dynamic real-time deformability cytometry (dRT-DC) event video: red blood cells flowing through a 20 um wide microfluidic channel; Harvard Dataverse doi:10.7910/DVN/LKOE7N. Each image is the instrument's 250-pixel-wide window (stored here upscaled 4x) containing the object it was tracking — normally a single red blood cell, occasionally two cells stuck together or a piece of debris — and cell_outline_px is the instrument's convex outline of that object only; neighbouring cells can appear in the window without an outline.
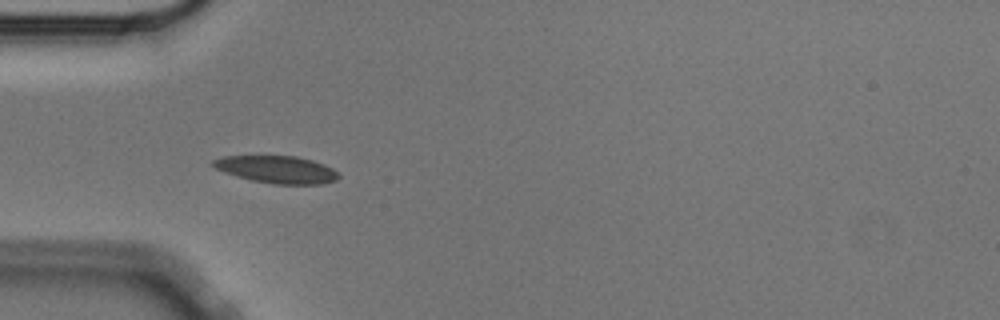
{"species": "Egyptian fruit bat (a non-hibernating species)", "species_latin": "Rousettus aegyptiacus", "temperature_condition": "cold", "stored_images_in_passage": 40, "camera_frame_rate_fps": 3000, "um_per_image_px": 0.085, "animal": {"sex": "male"}, "frame": {"image": 1, "passage_image": 1, "time_ms": 0.0, "image_size_px": [1000, 320], "cell_outline_px": [[340, 176], [336, 180], [320, 184], [276, 184], [252, 180], [236, 176], [216, 168], [212, 164], [212, 160], [224, 156], [296, 156], [312, 160], [324, 164], [340, 172]], "centroid_in_image_um": [23.58, 14.4], "position_along_channel_um": 61.4, "area_um2": 19.88}}
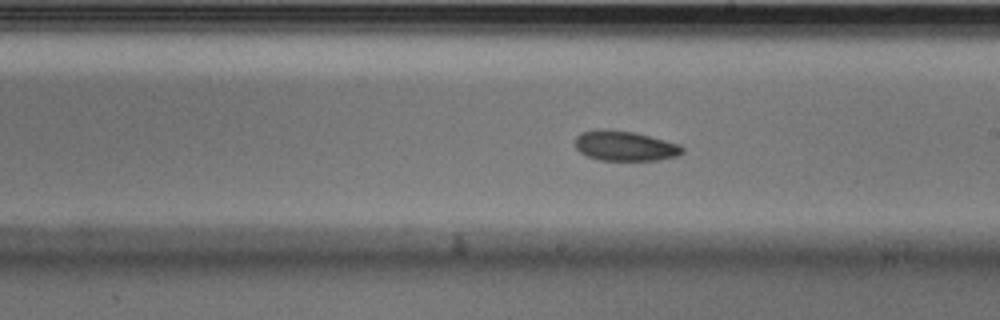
{"frame": {"image": 2, "passage_image": 16, "time_ms": 5.0, "image_size_px": [1000, 320], "cell_outline_px": [[684, 152], [676, 156], [660, 160], [600, 160], [588, 156], [580, 152], [576, 148], [576, 136], [580, 132], [596, 128], [608, 128], [632, 132], [680, 144], [684, 148]], "centroid_in_image_um": [53.09, 12.39], "position_along_channel_um": 235.9, "area_um2": 18.84}}
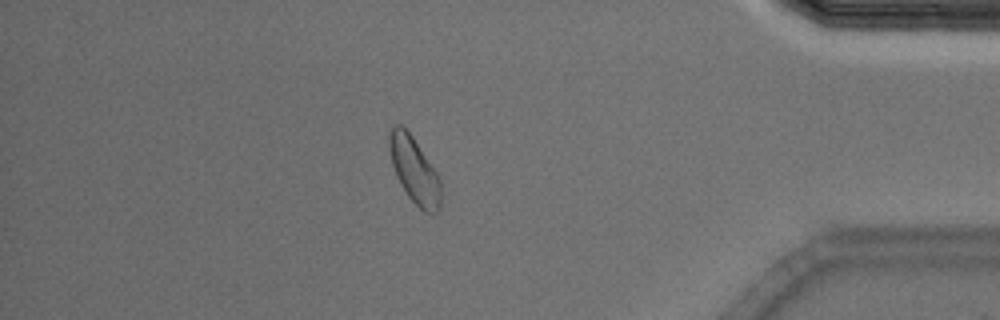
{"frame": {"image": 3, "passage_image": 33, "time_ms": 10.667, "image_size_px": [1000, 320], "cell_outline_px": [[440, 212], [432, 216], [424, 212], [408, 196], [400, 184], [396, 176], [392, 164], [388, 148], [388, 136], [392, 128], [396, 124], [400, 124], [412, 136], [440, 176]], "centroid_in_image_um": [35.23, 14.51], "position_along_channel_um": 400.0, "area_um2": 20.06}, "authors_computed_cell_mechanics": {"area_um2": 19.4497, "velocity_mm_per_s": 3.5193, "shape_relaxation_time_tau1_ms": 4.8776, "shape_relaxation_time_tau2_ms": 8.3495, "deformation_change_tau1": 0.1204, "deformation_change_tau2": 0.1247}}